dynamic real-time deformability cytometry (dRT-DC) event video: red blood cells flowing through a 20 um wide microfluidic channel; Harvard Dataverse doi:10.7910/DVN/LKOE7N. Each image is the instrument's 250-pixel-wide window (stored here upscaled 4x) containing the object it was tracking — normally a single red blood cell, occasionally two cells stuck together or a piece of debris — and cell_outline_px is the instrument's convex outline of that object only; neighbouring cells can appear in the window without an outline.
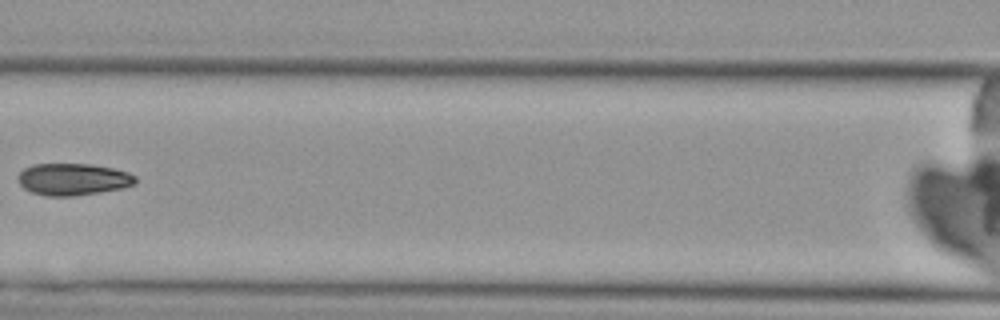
{"species": "Egyptian fruit bat (a non-hibernating species)", "species_latin": "Rousettus aegyptiacus", "temperature_condition": "cold", "stored_images_in_passage": 9, "camera_frame_rate_fps": 3000, "um_per_image_px": 0.085, "animal": {"sex": "female"}, "frame": {"image": 1, "passage_image": 8, "time_ms": 8.333, "image_size_px": [1000, 320], "cell_outline_px": [[136, 184], [120, 188], [72, 196], [44, 196], [32, 192], [24, 188], [16, 180], [16, 176], [24, 168], [32, 164], [92, 164], [112, 168], [128, 172], [136, 176]], "centroid_in_image_um": [6.16, 15.23], "position_along_channel_um": 160.4, "area_um2": 21.85}}
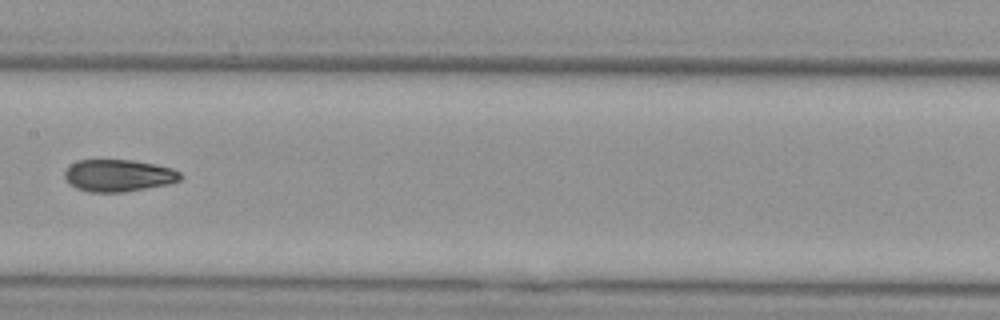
{"frame": {"image": 2, "passage_image": 9, "time_ms": 9.333, "image_size_px": [1000, 320], "cell_outline_px": [[184, 176], [180, 180], [168, 184], [124, 192], [88, 192], [76, 188], [64, 176], [64, 172], [76, 160], [132, 160], [156, 164], [172, 168], [180, 172]], "centroid_in_image_um": [10.11, 14.92], "position_along_channel_um": 197.3, "area_um2": 21.62}}